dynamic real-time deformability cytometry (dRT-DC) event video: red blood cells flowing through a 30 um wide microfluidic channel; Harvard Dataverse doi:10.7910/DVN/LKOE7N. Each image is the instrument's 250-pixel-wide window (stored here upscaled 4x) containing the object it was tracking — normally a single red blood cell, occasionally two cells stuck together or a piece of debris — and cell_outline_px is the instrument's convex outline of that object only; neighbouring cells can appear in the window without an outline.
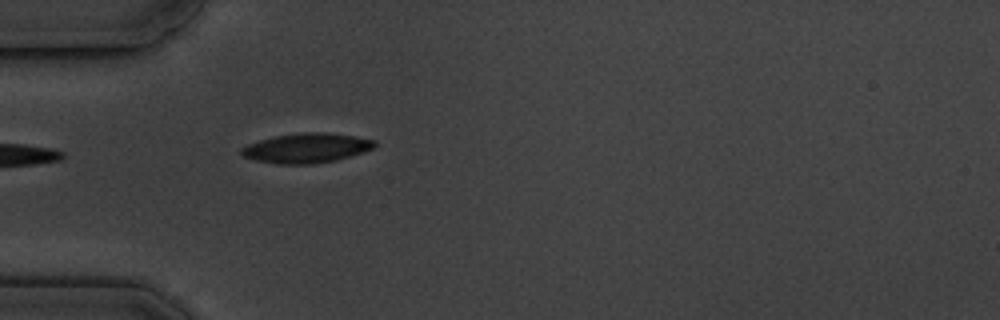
{"species": "common noctule bat (a hibernating species)", "species_latin": "Nyctalus noctula", "temperature_condition": "cold", "stored_images_in_passage": 2, "camera_frame_rate_fps": 3000, "um_per_image_px": 0.085, "animal": {"sex": "male", "body_mass_g": 19.5, "forearm_length_mm": 54.6}, "frame": {"image": 1, "passage_image": 2, "time_ms": 2.0, "image_size_px": [1000, 320], "cell_outline_px": [[376, 148], [364, 152], [336, 160], [312, 164], [276, 164], [256, 160], [240, 156], [240, 148], [248, 144], [260, 140], [276, 136], [304, 132], [324, 132], [352, 136], [376, 140]], "centroid_in_image_um": [26.05, 12.59], "position_along_channel_um": 59.0, "area_um2": 23.06}}